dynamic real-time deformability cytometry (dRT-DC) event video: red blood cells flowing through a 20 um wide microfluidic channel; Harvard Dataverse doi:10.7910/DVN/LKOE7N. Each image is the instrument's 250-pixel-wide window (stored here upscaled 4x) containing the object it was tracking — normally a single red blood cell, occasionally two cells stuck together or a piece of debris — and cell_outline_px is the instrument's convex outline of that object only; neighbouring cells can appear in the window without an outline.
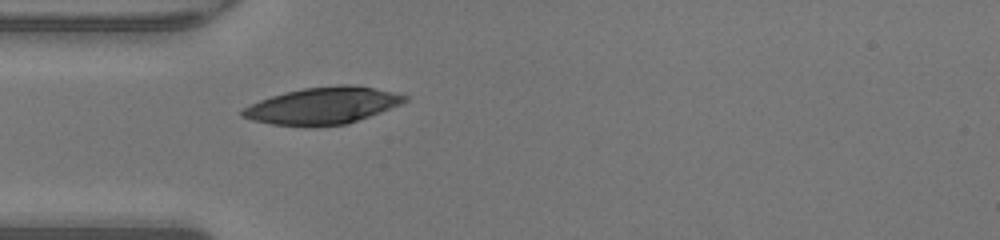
{"species": "human", "species_latin": "Homo sapiens", "temperature_condition": "warm", "stored_images_in_passage": 34, "camera_frame_rate_fps": 3000, "um_per_image_px": 0.085, "donor": {"sex": "male"}, "frame": {"image": 1, "passage_image": 1, "time_ms": 0.0, "image_size_px": [1000, 240], "cell_outline_px": [[408, 100], [400, 104], [380, 112], [348, 124], [316, 128], [312, 128], [272, 124], [252, 120], [240, 116], [240, 112], [244, 108], [260, 100], [284, 92], [304, 88], [340, 84], [352, 84], [392, 92], [408, 96]], "centroid_in_image_um": [27.41, 9.0], "position_along_channel_um": 57.6, "area_um2": 35.08}}
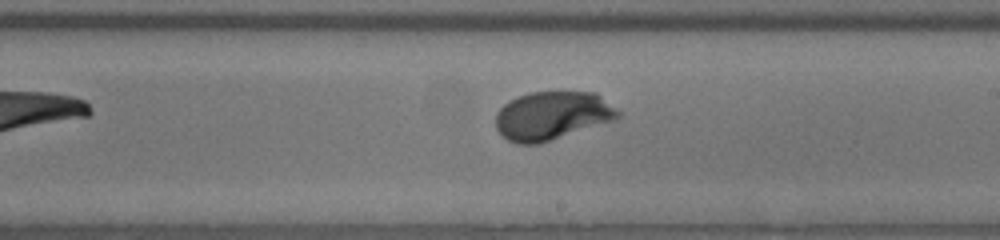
{"frame": {"image": 2, "passage_image": 14, "time_ms": 4.333, "image_size_px": [1000, 240], "cell_outline_px": [[620, 116], [616, 120], [540, 144], [516, 144], [508, 140], [496, 128], [496, 112], [504, 104], [516, 96], [532, 92], [596, 92], [620, 112]], "centroid_in_image_um": [46.93, 9.84], "position_along_channel_um": 242.1, "area_um2": 34.68}}
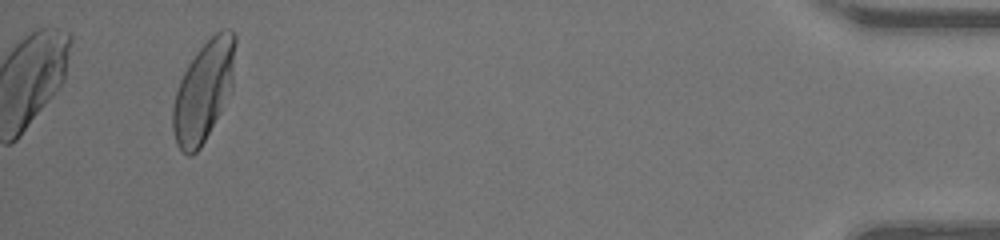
{"frame": {"image": 3, "passage_image": 32, "time_ms": 10.333, "image_size_px": [1000, 240], "cell_outline_px": [[236, 44], [232, 88], [220, 112], [200, 148], [192, 156], [188, 156], [176, 144], [172, 128], [172, 108], [176, 92], [180, 80], [188, 64], [196, 52], [220, 28], [228, 28], [236, 36]], "centroid_in_image_um": [17.31, 7.72], "position_along_channel_um": 417.9, "area_um2": 36.3}, "authors_computed_cell_mechanics": {"area_um2": 34.6222, "velocity_mm_per_s": 4.2939, "shape_relaxation_time_tau1_ms": 1.8585, "shape_relaxation_time_tau2_ms": null, "deformation_change_tau1": 0.1618, "deformation_change_tau2": null}}